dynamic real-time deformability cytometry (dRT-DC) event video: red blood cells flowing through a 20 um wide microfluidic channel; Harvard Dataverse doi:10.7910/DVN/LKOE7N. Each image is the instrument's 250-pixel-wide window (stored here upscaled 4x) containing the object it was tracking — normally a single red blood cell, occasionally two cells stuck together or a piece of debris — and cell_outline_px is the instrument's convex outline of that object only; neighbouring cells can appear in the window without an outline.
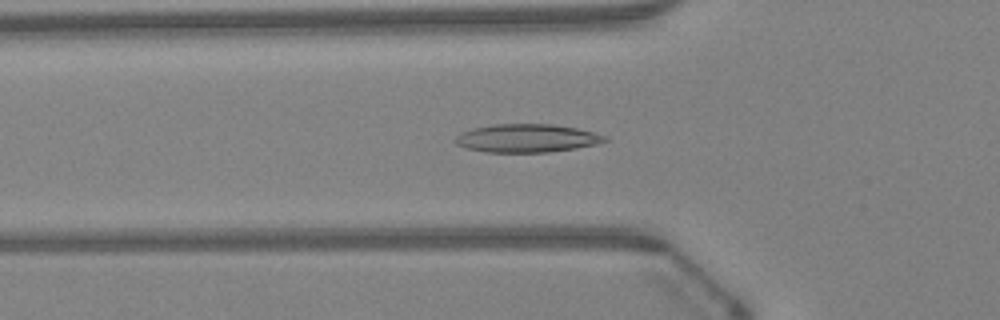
{"species": "Egyptian fruit bat (a non-hibernating species)", "species_latin": "Rousettus aegyptiacus", "temperature_condition": "warm", "stored_images_in_passage": 48, "camera_frame_rate_fps": 3000, "um_per_image_px": 0.085, "animal": {"sex": "female"}, "frame": {"image": 1, "passage_image": 17, "time_ms": 5.333, "image_size_px": [1000, 320], "cell_outline_px": [[608, 140], [596, 144], [576, 148], [548, 152], [484, 152], [464, 148], [456, 144], [452, 140], [460, 132], [472, 128], [492, 124], [552, 124], [576, 128], [608, 136]], "centroid_in_image_um": [44.72, 11.75], "position_along_channel_um": 81.1, "area_um2": 24.8}}
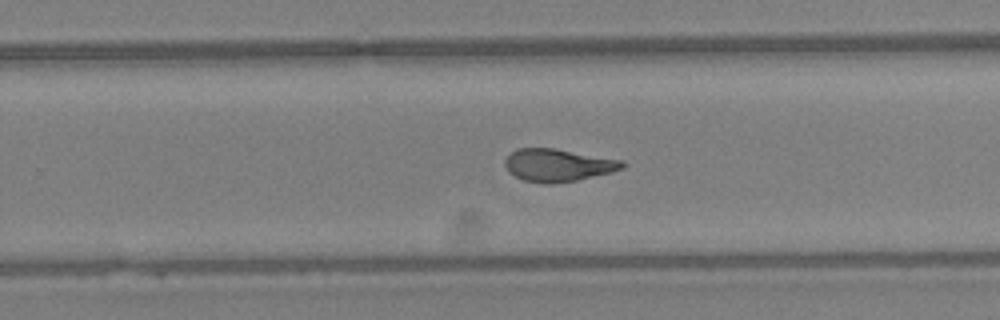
{"frame": {"image": 2, "passage_image": 31, "time_ms": 10.0, "image_size_px": [1000, 320], "cell_outline_px": [[628, 164], [624, 168], [576, 180], [552, 184], [544, 184], [524, 180], [508, 172], [504, 164], [504, 160], [516, 148], [552, 148], [624, 160]], "centroid_in_image_um": [47.42, 14.03], "position_along_channel_um": 282.4, "area_um2": 22.2}}
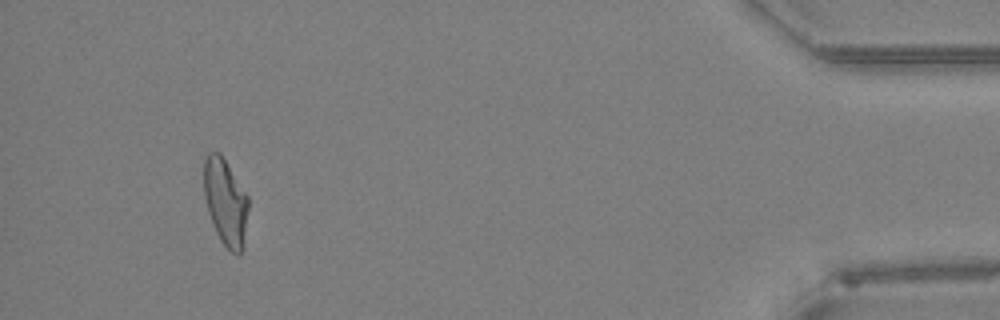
{"frame": {"image": 3, "passage_image": 45, "time_ms": 14.667, "image_size_px": [1000, 320], "cell_outline_px": [[248, 208], [244, 248], [240, 256], [236, 256], [220, 240], [212, 224], [208, 212], [204, 196], [204, 160], [208, 152], [220, 152], [248, 196]], "centroid_in_image_um": [19.17, 17.21], "position_along_channel_um": 416.0, "area_um2": 22.66}, "authors_computed_cell_mechanics": {"area_um2": 23.0333, "velocity_mm_per_s": 4.319, "shape_relaxation_time_tau1_ms": 7.4465, "shape_relaxation_time_tau2_ms": 1.6308, "deformation_change_tau1": 0.2277, "deformation_change_tau2": 0.0909}}